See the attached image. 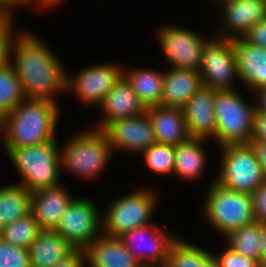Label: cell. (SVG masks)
<instances>
[{
  "label": "cell",
  "mask_w": 266,
  "mask_h": 267,
  "mask_svg": "<svg viewBox=\"0 0 266 267\" xmlns=\"http://www.w3.org/2000/svg\"><path fill=\"white\" fill-rule=\"evenodd\" d=\"M32 192L20 184L0 187V230L31 213Z\"/></svg>",
  "instance_id": "24"
},
{
  "label": "cell",
  "mask_w": 266,
  "mask_h": 267,
  "mask_svg": "<svg viewBox=\"0 0 266 267\" xmlns=\"http://www.w3.org/2000/svg\"><path fill=\"white\" fill-rule=\"evenodd\" d=\"M251 141L266 142V114L254 113Z\"/></svg>",
  "instance_id": "37"
},
{
  "label": "cell",
  "mask_w": 266,
  "mask_h": 267,
  "mask_svg": "<svg viewBox=\"0 0 266 267\" xmlns=\"http://www.w3.org/2000/svg\"><path fill=\"white\" fill-rule=\"evenodd\" d=\"M216 90L202 86L182 108L190 137L209 139L216 135L214 99Z\"/></svg>",
  "instance_id": "16"
},
{
  "label": "cell",
  "mask_w": 266,
  "mask_h": 267,
  "mask_svg": "<svg viewBox=\"0 0 266 267\" xmlns=\"http://www.w3.org/2000/svg\"><path fill=\"white\" fill-rule=\"evenodd\" d=\"M22 5V0H0V11L12 13V7Z\"/></svg>",
  "instance_id": "41"
},
{
  "label": "cell",
  "mask_w": 266,
  "mask_h": 267,
  "mask_svg": "<svg viewBox=\"0 0 266 267\" xmlns=\"http://www.w3.org/2000/svg\"><path fill=\"white\" fill-rule=\"evenodd\" d=\"M251 144L256 151V154L262 166V170L264 172V176L266 178V142L251 141Z\"/></svg>",
  "instance_id": "39"
},
{
  "label": "cell",
  "mask_w": 266,
  "mask_h": 267,
  "mask_svg": "<svg viewBox=\"0 0 266 267\" xmlns=\"http://www.w3.org/2000/svg\"><path fill=\"white\" fill-rule=\"evenodd\" d=\"M204 267H220L219 263L212 256L204 265Z\"/></svg>",
  "instance_id": "44"
},
{
  "label": "cell",
  "mask_w": 266,
  "mask_h": 267,
  "mask_svg": "<svg viewBox=\"0 0 266 267\" xmlns=\"http://www.w3.org/2000/svg\"><path fill=\"white\" fill-rule=\"evenodd\" d=\"M237 75L251 90L266 87V48L234 40Z\"/></svg>",
  "instance_id": "19"
},
{
  "label": "cell",
  "mask_w": 266,
  "mask_h": 267,
  "mask_svg": "<svg viewBox=\"0 0 266 267\" xmlns=\"http://www.w3.org/2000/svg\"><path fill=\"white\" fill-rule=\"evenodd\" d=\"M41 231L32 213L0 230V237L15 246L29 249Z\"/></svg>",
  "instance_id": "29"
},
{
  "label": "cell",
  "mask_w": 266,
  "mask_h": 267,
  "mask_svg": "<svg viewBox=\"0 0 266 267\" xmlns=\"http://www.w3.org/2000/svg\"><path fill=\"white\" fill-rule=\"evenodd\" d=\"M205 139L190 137L175 146L174 170L176 175L187 179L200 176L205 167V153L202 143Z\"/></svg>",
  "instance_id": "25"
},
{
  "label": "cell",
  "mask_w": 266,
  "mask_h": 267,
  "mask_svg": "<svg viewBox=\"0 0 266 267\" xmlns=\"http://www.w3.org/2000/svg\"><path fill=\"white\" fill-rule=\"evenodd\" d=\"M220 267H259V263L252 258L235 253L229 247L220 255H212Z\"/></svg>",
  "instance_id": "34"
},
{
  "label": "cell",
  "mask_w": 266,
  "mask_h": 267,
  "mask_svg": "<svg viewBox=\"0 0 266 267\" xmlns=\"http://www.w3.org/2000/svg\"><path fill=\"white\" fill-rule=\"evenodd\" d=\"M254 92L257 94L256 96H258L259 99V103H257L258 105L256 104V106H254L255 112L266 114V87L254 90Z\"/></svg>",
  "instance_id": "40"
},
{
  "label": "cell",
  "mask_w": 266,
  "mask_h": 267,
  "mask_svg": "<svg viewBox=\"0 0 266 267\" xmlns=\"http://www.w3.org/2000/svg\"><path fill=\"white\" fill-rule=\"evenodd\" d=\"M39 2V4L41 3L42 6H52V5H56L57 3L61 2L62 0H22V5L27 4L29 5L31 2ZM29 3V4H28Z\"/></svg>",
  "instance_id": "42"
},
{
  "label": "cell",
  "mask_w": 266,
  "mask_h": 267,
  "mask_svg": "<svg viewBox=\"0 0 266 267\" xmlns=\"http://www.w3.org/2000/svg\"><path fill=\"white\" fill-rule=\"evenodd\" d=\"M251 198L255 222L266 225V182L251 194Z\"/></svg>",
  "instance_id": "35"
},
{
  "label": "cell",
  "mask_w": 266,
  "mask_h": 267,
  "mask_svg": "<svg viewBox=\"0 0 266 267\" xmlns=\"http://www.w3.org/2000/svg\"><path fill=\"white\" fill-rule=\"evenodd\" d=\"M157 196L155 191L139 190L118 198L102 218V231L105 235L119 237L135 228L150 225V217L158 205Z\"/></svg>",
  "instance_id": "8"
},
{
  "label": "cell",
  "mask_w": 266,
  "mask_h": 267,
  "mask_svg": "<svg viewBox=\"0 0 266 267\" xmlns=\"http://www.w3.org/2000/svg\"><path fill=\"white\" fill-rule=\"evenodd\" d=\"M11 18V13L0 11V67L12 62L10 57L16 37L13 41Z\"/></svg>",
  "instance_id": "33"
},
{
  "label": "cell",
  "mask_w": 266,
  "mask_h": 267,
  "mask_svg": "<svg viewBox=\"0 0 266 267\" xmlns=\"http://www.w3.org/2000/svg\"><path fill=\"white\" fill-rule=\"evenodd\" d=\"M112 150L105 131L91 129L70 139L60 150L61 167L85 178L94 177L104 169Z\"/></svg>",
  "instance_id": "7"
},
{
  "label": "cell",
  "mask_w": 266,
  "mask_h": 267,
  "mask_svg": "<svg viewBox=\"0 0 266 267\" xmlns=\"http://www.w3.org/2000/svg\"><path fill=\"white\" fill-rule=\"evenodd\" d=\"M27 97L13 65L0 67V120Z\"/></svg>",
  "instance_id": "28"
},
{
  "label": "cell",
  "mask_w": 266,
  "mask_h": 267,
  "mask_svg": "<svg viewBox=\"0 0 266 267\" xmlns=\"http://www.w3.org/2000/svg\"><path fill=\"white\" fill-rule=\"evenodd\" d=\"M59 107L49 100L26 99L0 120L7 154L18 147L43 144L56 139Z\"/></svg>",
  "instance_id": "2"
},
{
  "label": "cell",
  "mask_w": 266,
  "mask_h": 267,
  "mask_svg": "<svg viewBox=\"0 0 266 267\" xmlns=\"http://www.w3.org/2000/svg\"><path fill=\"white\" fill-rule=\"evenodd\" d=\"M213 254L178 239L171 247L162 267H204Z\"/></svg>",
  "instance_id": "30"
},
{
  "label": "cell",
  "mask_w": 266,
  "mask_h": 267,
  "mask_svg": "<svg viewBox=\"0 0 266 267\" xmlns=\"http://www.w3.org/2000/svg\"><path fill=\"white\" fill-rule=\"evenodd\" d=\"M103 130L112 149L117 147L141 153L156 143L147 111L135 117L114 120Z\"/></svg>",
  "instance_id": "14"
},
{
  "label": "cell",
  "mask_w": 266,
  "mask_h": 267,
  "mask_svg": "<svg viewBox=\"0 0 266 267\" xmlns=\"http://www.w3.org/2000/svg\"><path fill=\"white\" fill-rule=\"evenodd\" d=\"M87 256L85 250H76L69 257L57 263L54 267H85Z\"/></svg>",
  "instance_id": "38"
},
{
  "label": "cell",
  "mask_w": 266,
  "mask_h": 267,
  "mask_svg": "<svg viewBox=\"0 0 266 267\" xmlns=\"http://www.w3.org/2000/svg\"><path fill=\"white\" fill-rule=\"evenodd\" d=\"M203 86L216 91H232V79L237 75L234 40L215 37L204 47L200 68Z\"/></svg>",
  "instance_id": "10"
},
{
  "label": "cell",
  "mask_w": 266,
  "mask_h": 267,
  "mask_svg": "<svg viewBox=\"0 0 266 267\" xmlns=\"http://www.w3.org/2000/svg\"><path fill=\"white\" fill-rule=\"evenodd\" d=\"M102 233L85 250L90 267H144L127 250L119 237Z\"/></svg>",
  "instance_id": "21"
},
{
  "label": "cell",
  "mask_w": 266,
  "mask_h": 267,
  "mask_svg": "<svg viewBox=\"0 0 266 267\" xmlns=\"http://www.w3.org/2000/svg\"><path fill=\"white\" fill-rule=\"evenodd\" d=\"M214 111L216 118L214 139L221 146L251 143L255 107L249 106L236 90L217 91Z\"/></svg>",
  "instance_id": "5"
},
{
  "label": "cell",
  "mask_w": 266,
  "mask_h": 267,
  "mask_svg": "<svg viewBox=\"0 0 266 267\" xmlns=\"http://www.w3.org/2000/svg\"><path fill=\"white\" fill-rule=\"evenodd\" d=\"M123 76L146 108L160 106L164 73L138 69Z\"/></svg>",
  "instance_id": "26"
},
{
  "label": "cell",
  "mask_w": 266,
  "mask_h": 267,
  "mask_svg": "<svg viewBox=\"0 0 266 267\" xmlns=\"http://www.w3.org/2000/svg\"><path fill=\"white\" fill-rule=\"evenodd\" d=\"M122 76L119 66L98 64L83 69L73 79L67 77V89L73 88L83 102L100 105Z\"/></svg>",
  "instance_id": "13"
},
{
  "label": "cell",
  "mask_w": 266,
  "mask_h": 267,
  "mask_svg": "<svg viewBox=\"0 0 266 267\" xmlns=\"http://www.w3.org/2000/svg\"><path fill=\"white\" fill-rule=\"evenodd\" d=\"M97 209L88 198L72 199L63 212L56 231L77 250H86L101 235L99 230L102 220Z\"/></svg>",
  "instance_id": "9"
},
{
  "label": "cell",
  "mask_w": 266,
  "mask_h": 267,
  "mask_svg": "<svg viewBox=\"0 0 266 267\" xmlns=\"http://www.w3.org/2000/svg\"><path fill=\"white\" fill-rule=\"evenodd\" d=\"M76 250L56 230H41L28 249L31 267H54Z\"/></svg>",
  "instance_id": "23"
},
{
  "label": "cell",
  "mask_w": 266,
  "mask_h": 267,
  "mask_svg": "<svg viewBox=\"0 0 266 267\" xmlns=\"http://www.w3.org/2000/svg\"><path fill=\"white\" fill-rule=\"evenodd\" d=\"M219 2L224 7L227 27L224 28V33L219 32L218 38L227 40L242 38L252 26L266 19V0H219ZM236 32L237 35L234 34Z\"/></svg>",
  "instance_id": "15"
},
{
  "label": "cell",
  "mask_w": 266,
  "mask_h": 267,
  "mask_svg": "<svg viewBox=\"0 0 266 267\" xmlns=\"http://www.w3.org/2000/svg\"><path fill=\"white\" fill-rule=\"evenodd\" d=\"M73 198L64 187L42 188L32 193V210L41 230H56L60 218Z\"/></svg>",
  "instance_id": "18"
},
{
  "label": "cell",
  "mask_w": 266,
  "mask_h": 267,
  "mask_svg": "<svg viewBox=\"0 0 266 267\" xmlns=\"http://www.w3.org/2000/svg\"><path fill=\"white\" fill-rule=\"evenodd\" d=\"M264 224L254 222L243 226L226 236L229 248L242 256L261 260V243Z\"/></svg>",
  "instance_id": "27"
},
{
  "label": "cell",
  "mask_w": 266,
  "mask_h": 267,
  "mask_svg": "<svg viewBox=\"0 0 266 267\" xmlns=\"http://www.w3.org/2000/svg\"><path fill=\"white\" fill-rule=\"evenodd\" d=\"M157 143L176 146L190 138L184 112L180 108H147Z\"/></svg>",
  "instance_id": "22"
},
{
  "label": "cell",
  "mask_w": 266,
  "mask_h": 267,
  "mask_svg": "<svg viewBox=\"0 0 266 267\" xmlns=\"http://www.w3.org/2000/svg\"><path fill=\"white\" fill-rule=\"evenodd\" d=\"M259 267H266V260H260Z\"/></svg>",
  "instance_id": "45"
},
{
  "label": "cell",
  "mask_w": 266,
  "mask_h": 267,
  "mask_svg": "<svg viewBox=\"0 0 266 267\" xmlns=\"http://www.w3.org/2000/svg\"><path fill=\"white\" fill-rule=\"evenodd\" d=\"M145 235H147L146 238ZM127 250L144 267H162L167 260L172 245L178 240L168 237L162 229L154 225H145L123 233L119 236ZM147 249L137 250L144 242ZM148 246V247H147Z\"/></svg>",
  "instance_id": "12"
},
{
  "label": "cell",
  "mask_w": 266,
  "mask_h": 267,
  "mask_svg": "<svg viewBox=\"0 0 266 267\" xmlns=\"http://www.w3.org/2000/svg\"><path fill=\"white\" fill-rule=\"evenodd\" d=\"M146 165L158 174H169L174 170L175 146L154 143L142 152Z\"/></svg>",
  "instance_id": "31"
},
{
  "label": "cell",
  "mask_w": 266,
  "mask_h": 267,
  "mask_svg": "<svg viewBox=\"0 0 266 267\" xmlns=\"http://www.w3.org/2000/svg\"><path fill=\"white\" fill-rule=\"evenodd\" d=\"M19 36V37H18ZM11 64L27 99L56 102L54 94L67 89V74L51 50L33 35H18Z\"/></svg>",
  "instance_id": "1"
},
{
  "label": "cell",
  "mask_w": 266,
  "mask_h": 267,
  "mask_svg": "<svg viewBox=\"0 0 266 267\" xmlns=\"http://www.w3.org/2000/svg\"><path fill=\"white\" fill-rule=\"evenodd\" d=\"M202 86L198 71L171 67L164 74L160 106L182 109Z\"/></svg>",
  "instance_id": "20"
},
{
  "label": "cell",
  "mask_w": 266,
  "mask_h": 267,
  "mask_svg": "<svg viewBox=\"0 0 266 267\" xmlns=\"http://www.w3.org/2000/svg\"><path fill=\"white\" fill-rule=\"evenodd\" d=\"M222 148L219 185L237 192L252 194L266 182L256 151L249 144H227Z\"/></svg>",
  "instance_id": "6"
},
{
  "label": "cell",
  "mask_w": 266,
  "mask_h": 267,
  "mask_svg": "<svg viewBox=\"0 0 266 267\" xmlns=\"http://www.w3.org/2000/svg\"><path fill=\"white\" fill-rule=\"evenodd\" d=\"M204 203L207 220L225 237L255 222L250 193L230 190L214 181L206 192Z\"/></svg>",
  "instance_id": "4"
},
{
  "label": "cell",
  "mask_w": 266,
  "mask_h": 267,
  "mask_svg": "<svg viewBox=\"0 0 266 267\" xmlns=\"http://www.w3.org/2000/svg\"><path fill=\"white\" fill-rule=\"evenodd\" d=\"M158 34L164 55L173 68L199 70L204 47L210 39L173 26L162 28Z\"/></svg>",
  "instance_id": "11"
},
{
  "label": "cell",
  "mask_w": 266,
  "mask_h": 267,
  "mask_svg": "<svg viewBox=\"0 0 266 267\" xmlns=\"http://www.w3.org/2000/svg\"><path fill=\"white\" fill-rule=\"evenodd\" d=\"M242 38L250 44L266 48V19L252 26Z\"/></svg>",
  "instance_id": "36"
},
{
  "label": "cell",
  "mask_w": 266,
  "mask_h": 267,
  "mask_svg": "<svg viewBox=\"0 0 266 267\" xmlns=\"http://www.w3.org/2000/svg\"><path fill=\"white\" fill-rule=\"evenodd\" d=\"M59 150L56 139L39 145L13 148L8 156L23 178L20 185L32 193L60 185L62 163Z\"/></svg>",
  "instance_id": "3"
},
{
  "label": "cell",
  "mask_w": 266,
  "mask_h": 267,
  "mask_svg": "<svg viewBox=\"0 0 266 267\" xmlns=\"http://www.w3.org/2000/svg\"><path fill=\"white\" fill-rule=\"evenodd\" d=\"M0 267H31L29 251L0 237Z\"/></svg>",
  "instance_id": "32"
},
{
  "label": "cell",
  "mask_w": 266,
  "mask_h": 267,
  "mask_svg": "<svg viewBox=\"0 0 266 267\" xmlns=\"http://www.w3.org/2000/svg\"><path fill=\"white\" fill-rule=\"evenodd\" d=\"M261 260H266V225L263 228L262 243H261Z\"/></svg>",
  "instance_id": "43"
},
{
  "label": "cell",
  "mask_w": 266,
  "mask_h": 267,
  "mask_svg": "<svg viewBox=\"0 0 266 267\" xmlns=\"http://www.w3.org/2000/svg\"><path fill=\"white\" fill-rule=\"evenodd\" d=\"M100 107L105 116L102 122L97 125L99 129H104L114 120L135 117L147 111L124 76L109 91Z\"/></svg>",
  "instance_id": "17"
}]
</instances>
